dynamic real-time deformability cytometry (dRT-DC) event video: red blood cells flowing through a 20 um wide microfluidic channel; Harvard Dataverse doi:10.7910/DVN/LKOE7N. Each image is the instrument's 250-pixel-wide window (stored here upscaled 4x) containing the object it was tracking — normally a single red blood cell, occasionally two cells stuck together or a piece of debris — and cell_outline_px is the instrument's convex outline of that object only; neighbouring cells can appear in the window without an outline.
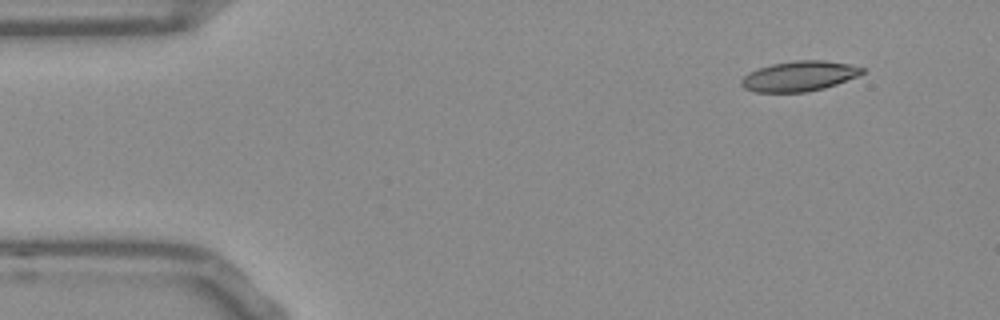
{"species": "Egyptian fruit bat (a non-hibernating species)", "species_latin": "Rousettus aegyptiacus", "temperature_condition": "room temperature", "stored_images_in_passage": 49, "camera_frame_rate_fps": 3000, "um_per_image_px": 0.085, "frame": {"image": 1, "passage_image": 1, "time_ms": 0.0, "image_size_px": [1000, 320], "cell_outline_px": [[864, 72], [856, 76], [836, 84], [824, 88], [804, 92], [756, 92], [744, 88], [740, 84], [740, 80], [748, 72], [772, 64], [796, 60], [824, 60], [848, 64], [864, 68]], "centroid_in_image_um": [67.9, 6.47], "position_along_channel_um": 17.1, "area_um2": 21.04}}
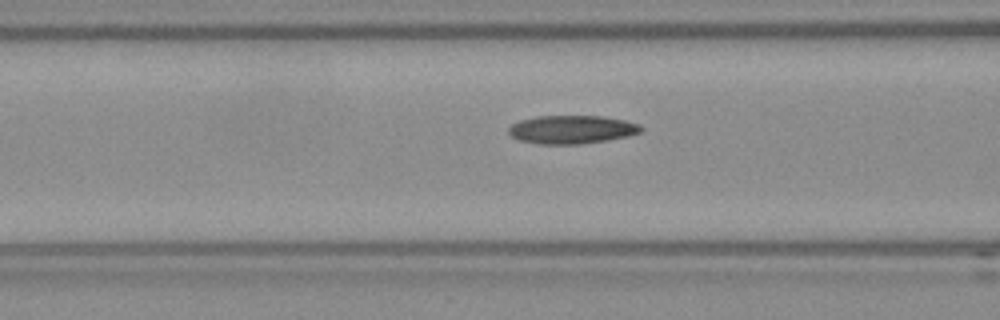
{"frame": {"image": 2, "passage_image": 16, "time_ms": 5.0, "image_size_px": [1000, 320], "cell_outline_px": [[644, 128], [640, 132], [628, 136], [608, 140], [580, 144], [540, 144], [520, 140], [512, 136], [508, 132], [508, 128], [512, 124], [520, 120], [536, 116], [604, 116], [624, 120], [640, 124]], "centroid_in_image_um": [48.62, 11.0], "position_along_channel_um": 118.0, "area_um2": 21.91}}
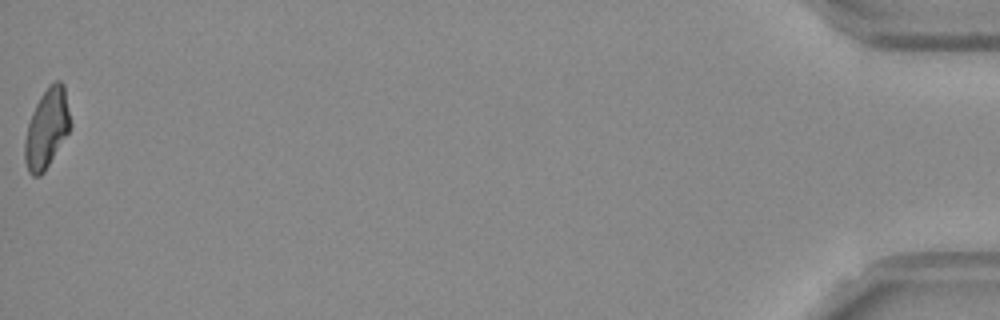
{"frame": {"image": 3, "passage_image": 49, "time_ms": 16.0, "image_size_px": [1000, 320], "cell_outline_px": [[72, 124], [68, 132], [44, 172], [40, 176], [32, 176], [28, 172], [24, 160], [24, 140], [28, 124], [32, 112], [40, 96], [48, 84], [56, 80], [60, 80], [64, 84]], "centroid_in_image_um": [3.97, 10.89], "position_along_channel_um": 431.2, "area_um2": 21.21}, "authors_computed_cell_mechanics": {"area_um2": 21.386, "velocity_mm_per_s": 3.797, "shape_relaxation_time_tau1_ms": null, "shape_relaxation_time_tau2_ms": 8.5185, "deformation_change_tau1": null, "deformation_change_tau2": 0.1736}}